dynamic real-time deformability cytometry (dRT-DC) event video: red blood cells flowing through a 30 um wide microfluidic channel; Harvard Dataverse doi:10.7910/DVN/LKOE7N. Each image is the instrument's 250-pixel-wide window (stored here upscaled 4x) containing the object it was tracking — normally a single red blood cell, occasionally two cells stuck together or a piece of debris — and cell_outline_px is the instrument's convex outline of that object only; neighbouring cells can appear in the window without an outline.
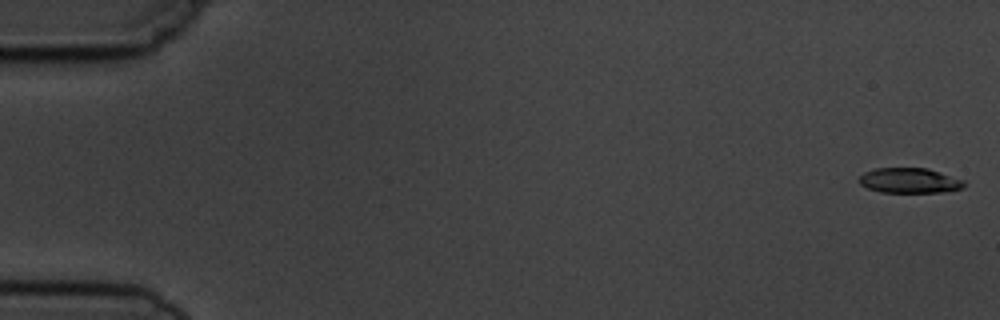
{"species": "common noctule bat (a hibernating species)", "species_latin": "Nyctalus noctula", "temperature_condition": "cold", "stored_images_in_passage": 6, "camera_frame_rate_fps": 3000, "um_per_image_px": 0.085, "animal": {"sex": "male", "body_mass_g": 19.5, "forearm_length_mm": 54.6}, "frame": {"image": 1, "passage_image": 1, "time_ms": 0.0, "image_size_px": [1000, 320], "cell_outline_px": [[964, 188], [944, 192], [880, 192], [868, 188], [860, 184], [856, 180], [864, 172], [876, 168], [928, 168], [964, 180]], "centroid_in_image_um": [77.29, 15.34], "position_along_channel_um": 7.7, "area_um2": 15.43}}
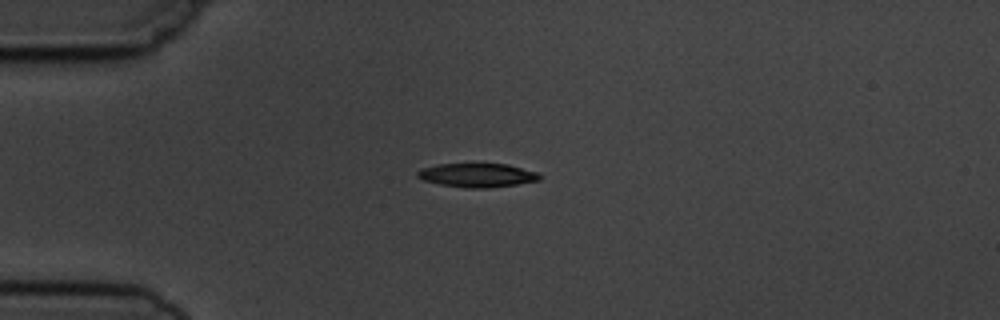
{"frame": {"image": 2, "passage_image": 5, "time_ms": 4.333, "image_size_px": [1000, 320], "cell_outline_px": [[540, 180], [516, 184], [488, 188], [464, 188], [440, 184], [424, 180], [416, 176], [416, 172], [420, 168], [440, 164], [508, 164], [536, 172], [540, 176]], "centroid_in_image_um": [40.53, 14.89], "position_along_channel_um": 44.5, "area_um2": 16.88}}